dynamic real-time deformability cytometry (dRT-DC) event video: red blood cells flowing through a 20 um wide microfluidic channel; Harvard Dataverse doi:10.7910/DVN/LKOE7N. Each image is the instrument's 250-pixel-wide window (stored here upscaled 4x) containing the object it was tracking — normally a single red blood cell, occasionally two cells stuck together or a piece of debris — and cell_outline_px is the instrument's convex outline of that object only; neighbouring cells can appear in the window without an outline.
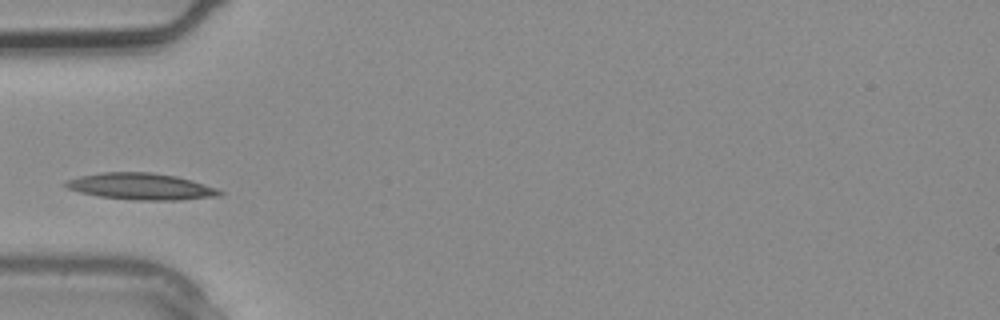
{"species": "common noctule bat (a hibernating species)", "species_latin": "Nyctalus noctula", "temperature_condition": "warm", "stored_images_in_passage": 1, "camera_frame_rate_fps": 3000, "um_per_image_px": 0.085, "animal": {"sex": "male", "body_mass_g": 20.4}, "frame": {"image": 1, "passage_image": 1, "time_ms": 0.0, "image_size_px": [1000, 320], "cell_outline_px": [[224, 192], [220, 196], [180, 200], [136, 200], [96, 196], [80, 192], [68, 188], [64, 184], [68, 180], [80, 176], [100, 172], [152, 172], [176, 176], [192, 180], [216, 188]], "centroid_in_image_um": [12.01, 15.85], "position_along_channel_um": 73.0, "area_um2": 23.81}}